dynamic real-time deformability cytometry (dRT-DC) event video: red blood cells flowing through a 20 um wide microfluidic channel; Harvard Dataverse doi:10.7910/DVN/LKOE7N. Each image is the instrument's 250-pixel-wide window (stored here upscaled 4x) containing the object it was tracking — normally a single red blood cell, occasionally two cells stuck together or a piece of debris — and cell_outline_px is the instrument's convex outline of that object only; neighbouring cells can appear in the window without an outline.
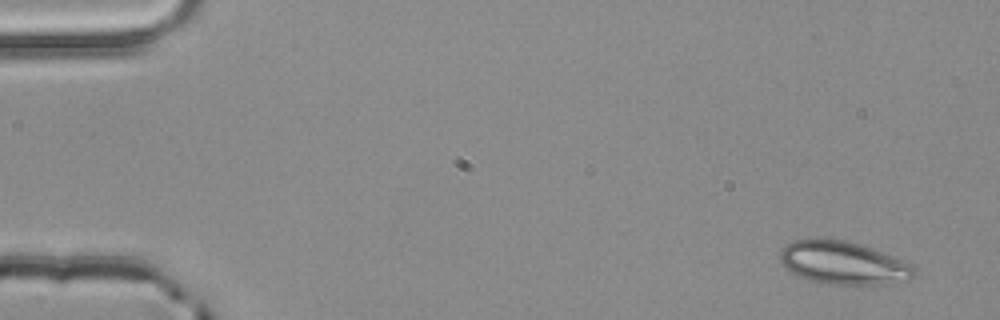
{"species": "common noctule bat (a hibernating species)", "species_latin": "Nyctalus noctula", "temperature_condition": "room temperature", "stored_images_in_passage": 4, "segment_of_instrument_passage": [1, 2], "camera_frame_rate_fps": 3000, "um_per_image_px": 0.085, "animal": {"sex": "male", "body_mass_g": 20.4}, "frame": {"image": 1, "passage_image": 1, "time_ms": 0.0, "image_size_px": [1000, 320], "cell_outline_px": [[916, 276], [912, 280], [884, 284], [832, 284], [808, 280], [792, 272], [780, 260], [780, 248], [792, 240], [844, 240], [860, 244], [892, 256], [912, 264], [916, 268]], "centroid_in_image_um": [71.73, 22.36], "position_along_channel_um": 13.3, "area_um2": 33.29}}